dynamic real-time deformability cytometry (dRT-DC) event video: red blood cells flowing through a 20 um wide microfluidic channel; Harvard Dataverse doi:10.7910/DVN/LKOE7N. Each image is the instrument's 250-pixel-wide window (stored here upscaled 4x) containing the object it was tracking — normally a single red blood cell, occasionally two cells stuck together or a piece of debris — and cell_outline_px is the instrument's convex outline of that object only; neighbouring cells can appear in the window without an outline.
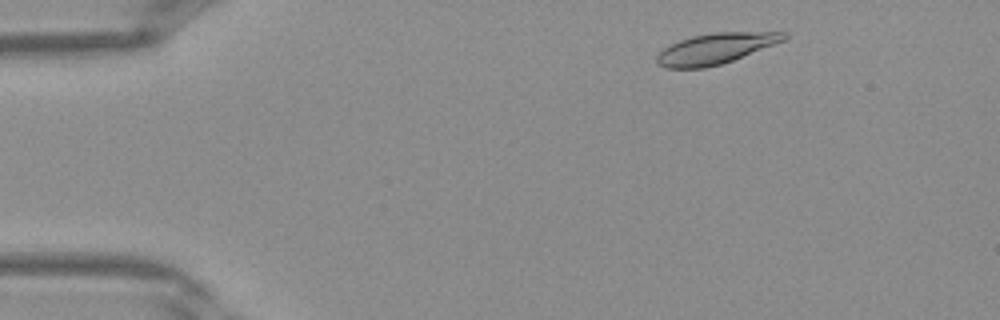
{"species": "Egyptian fruit bat (a non-hibernating species)", "species_latin": "Rousettus aegyptiacus", "temperature_condition": "warm", "stored_images_in_passage": 35, "camera_frame_rate_fps": 3000, "um_per_image_px": 0.085, "frame": {"image": 1, "passage_image": 1, "time_ms": 0.0, "image_size_px": [1000, 320], "cell_outline_px": [[788, 36], [784, 40], [732, 60], [720, 64], [704, 68], [664, 68], [656, 64], [656, 56], [664, 48], [680, 40], [692, 36], [716, 32], [788, 32]], "centroid_in_image_um": [60.78, 4.13], "position_along_channel_um": 24.2, "area_um2": 22.43}}
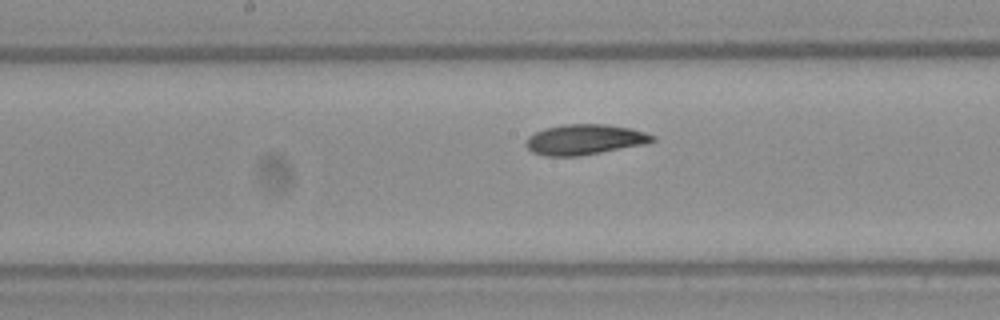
{"frame": {"image": 2, "passage_image": 16, "time_ms": 5.0, "image_size_px": [1000, 320], "cell_outline_px": [[656, 140], [644, 144], [580, 156], [544, 156], [532, 152], [524, 144], [528, 136], [544, 128], [564, 124], [608, 124], [628, 128], [644, 132], [656, 136]], "centroid_in_image_um": [49.67, 11.86], "position_along_channel_um": 198.5, "area_um2": 22.37}}
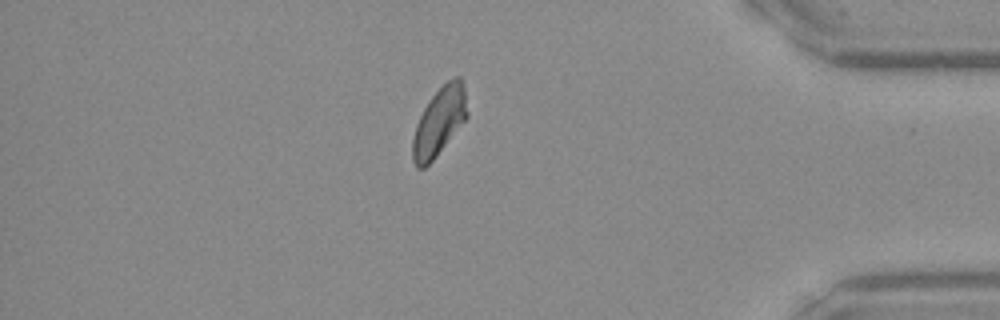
{"frame": {"image": 3, "passage_image": 30, "time_ms": 9.667, "image_size_px": [1000, 320], "cell_outline_px": [[468, 116], [436, 156], [424, 168], [416, 168], [412, 160], [412, 140], [416, 124], [424, 108], [432, 96], [448, 80], [456, 76], [460, 76], [464, 88], [468, 112]], "centroid_in_image_um": [37.32, 10.35], "position_along_channel_um": 397.9, "area_um2": 21.39}}